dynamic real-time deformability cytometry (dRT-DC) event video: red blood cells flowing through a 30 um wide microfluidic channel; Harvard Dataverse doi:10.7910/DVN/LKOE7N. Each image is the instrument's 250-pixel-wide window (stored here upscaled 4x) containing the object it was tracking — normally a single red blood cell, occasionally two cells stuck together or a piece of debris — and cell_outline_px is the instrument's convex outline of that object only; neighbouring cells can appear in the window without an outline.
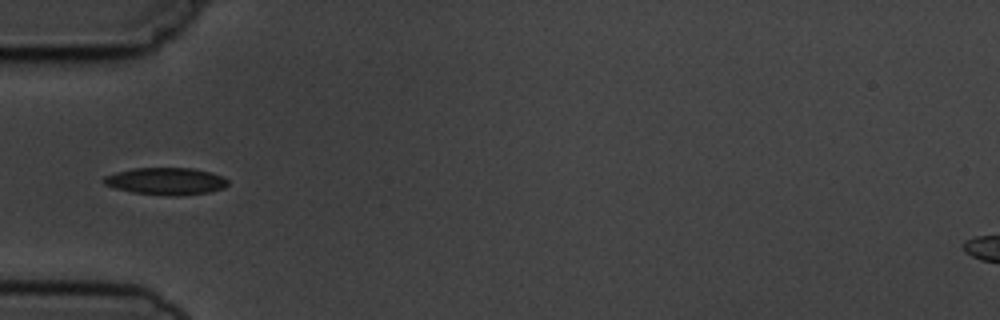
{"species": "common noctule bat (a hibernating species)", "species_latin": "Nyctalus noctula", "temperature_condition": "cold", "stored_images_in_passage": 4, "camera_frame_rate_fps": 3000, "um_per_image_px": 0.085, "animal": {"sex": "male", "body_mass_g": 19.5, "forearm_length_mm": 54.6}, "frame": {"image": 1, "passage_image": 4, "time_ms": 3.333, "image_size_px": [1000, 320], "cell_outline_px": [[228, 184], [224, 188], [208, 192], [176, 196], [168, 196], [132, 192], [116, 188], [104, 184], [100, 180], [104, 176], [116, 172], [132, 168], [192, 168], [212, 172], [228, 180]], "centroid_in_image_um": [14.08, 15.4], "position_along_channel_um": 70.9, "area_um2": 19.71}}